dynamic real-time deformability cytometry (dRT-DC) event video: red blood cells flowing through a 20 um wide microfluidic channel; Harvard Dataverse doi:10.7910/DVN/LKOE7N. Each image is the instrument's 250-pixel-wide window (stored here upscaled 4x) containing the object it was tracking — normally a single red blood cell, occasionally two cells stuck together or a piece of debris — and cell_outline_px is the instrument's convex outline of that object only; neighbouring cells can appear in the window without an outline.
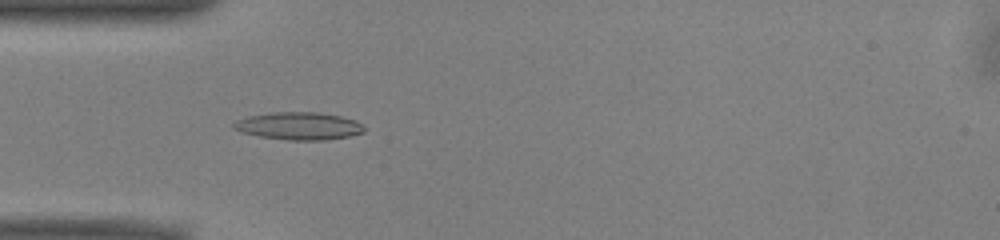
{"species": "common noctule bat (a hibernating species)", "species_latin": "Nyctalus noctula", "temperature_condition": "warm", "stored_images_in_passage": 51, "camera_frame_rate_fps": 3000, "um_per_image_px": 0.085, "animal": {"sex": "male", "body_mass_g": 13.0, "forearm_length_mm": 53.1}, "frame": {"image": 1, "passage_image": 15, "time_ms": 4.667, "image_size_px": [1000, 240], "cell_outline_px": [[364, 132], [348, 136], [324, 140], [288, 140], [260, 136], [240, 132], [232, 128], [232, 124], [236, 120], [248, 116], [272, 112], [316, 112], [340, 116], [356, 120], [364, 128]], "centroid_in_image_um": [25.36, 10.7], "position_along_channel_um": 59.6, "area_um2": 20.92}}
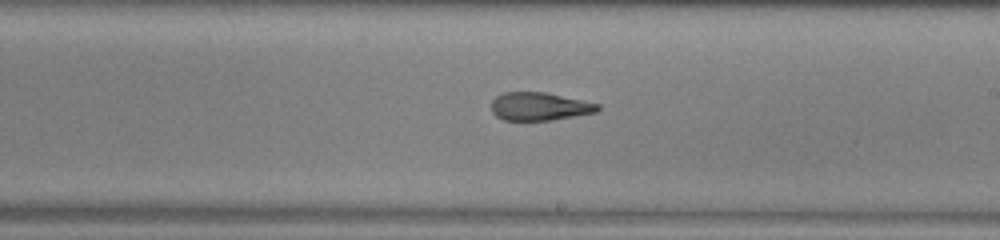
{"frame": {"image": 2, "passage_image": 29, "time_ms": 9.333, "image_size_px": [1000, 240], "cell_outline_px": [[600, 108], [596, 112], [552, 120], [504, 120], [496, 116], [492, 112], [492, 100], [496, 96], [504, 92], [544, 92], [600, 104]], "centroid_in_image_um": [45.84, 9.05], "position_along_channel_um": 243.2, "area_um2": 17.28}}
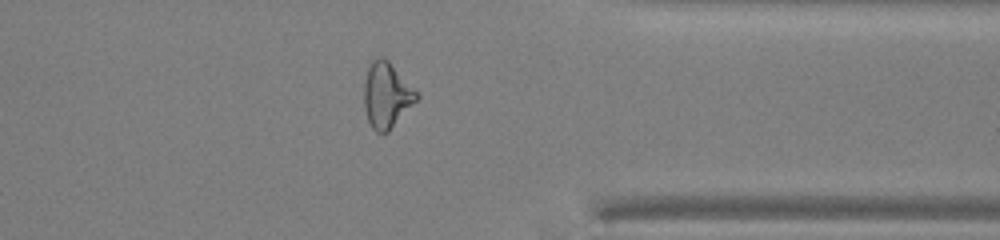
{"frame": {"image": 3, "passage_image": 40, "time_ms": 13.0, "image_size_px": [1000, 240], "cell_outline_px": [[420, 96], [388, 132], [376, 132], [372, 128], [368, 120], [364, 108], [364, 84], [368, 68], [372, 60], [376, 56], [384, 56], [388, 60]], "centroid_in_image_um": [32.83, 8.07], "position_along_channel_um": 378.6, "area_um2": 19.77}, "authors_computed_cell_mechanics": {"area_um2": 19.363, "velocity_mm_per_s": 3.9788, "shape_relaxation_time_tau1_ms": 9.9718, "shape_relaxation_time_tau2_ms": 2.5226, "deformation_change_tau1": 0.2612, "deformation_change_tau2": 0.1194}}